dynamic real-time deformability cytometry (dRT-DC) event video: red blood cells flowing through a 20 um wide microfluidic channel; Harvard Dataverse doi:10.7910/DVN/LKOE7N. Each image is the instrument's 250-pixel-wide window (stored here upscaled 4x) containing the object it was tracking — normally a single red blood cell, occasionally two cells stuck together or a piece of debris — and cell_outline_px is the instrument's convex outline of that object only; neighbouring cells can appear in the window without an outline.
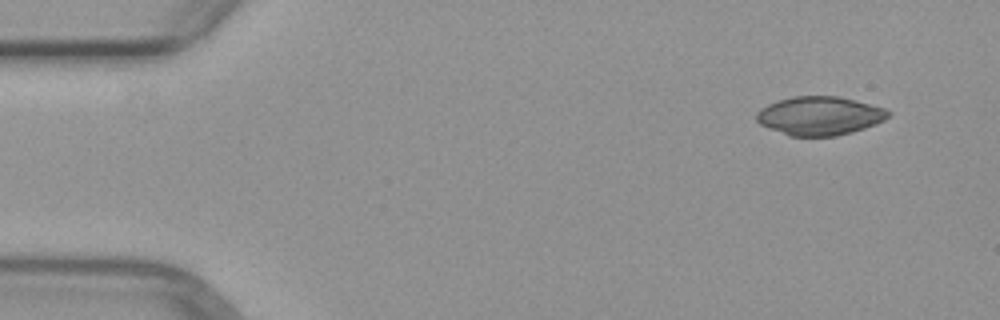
{"species": "common noctule bat (a hibernating species)", "species_latin": "Nyctalus noctula", "temperature_condition": "warm", "stored_images_in_passage": 3, "segment_of_instrument_passage": [2, 2], "camera_frame_rate_fps": 3000, "um_per_image_px": 0.085, "animal": {"sex": "female", "body_mass_g": 29.2, "forearm_length_mm": 56.3}, "frame": {"image": 1, "passage_image": 3, "time_ms": 2.333, "image_size_px": [1000, 320], "cell_outline_px": [[892, 112], [884, 120], [876, 124], [852, 132], [836, 136], [788, 136], [768, 128], [760, 124], [756, 120], [756, 112], [760, 108], [776, 100], [792, 96], [840, 96], [856, 100], [884, 108]], "centroid_in_image_um": [69.64, 9.84], "position_along_channel_um": 15.4, "area_um2": 29.94}}